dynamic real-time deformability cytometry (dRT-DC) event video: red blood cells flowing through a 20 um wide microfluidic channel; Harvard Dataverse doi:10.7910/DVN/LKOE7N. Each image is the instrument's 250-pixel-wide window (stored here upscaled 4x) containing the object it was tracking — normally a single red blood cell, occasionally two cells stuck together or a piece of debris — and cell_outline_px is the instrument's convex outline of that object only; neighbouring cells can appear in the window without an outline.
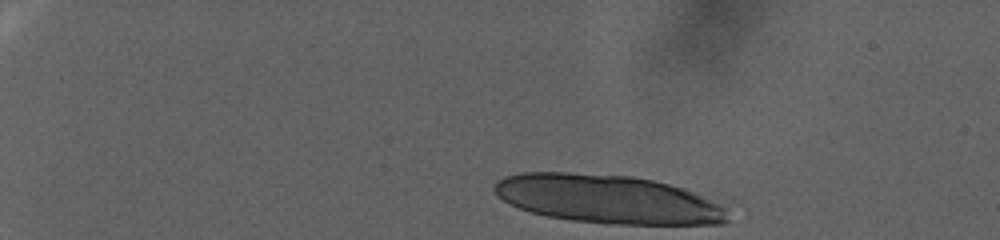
{"species": "human", "species_latin": "Homo sapiens", "temperature_condition": "warm", "stored_images_in_passage": 21, "camera_frame_rate_fps": 3000, "um_per_image_px": 0.085, "donor": {"sex": "female"}, "frame": {"image": 1, "passage_image": 1, "time_ms": 0.0, "image_size_px": [1000, 240], "cell_outline_px": [[728, 220], [724, 224], [604, 224], [572, 220], [548, 216], [532, 212], [520, 208], [496, 196], [492, 188], [492, 184], [496, 180], [504, 176], [520, 172], [568, 172], [632, 176], [652, 180], [684, 188], [696, 192], [724, 208]], "centroid_in_image_um": [51.6, 16.92], "position_along_channel_um": 33.4, "area_um2": 66.12}}